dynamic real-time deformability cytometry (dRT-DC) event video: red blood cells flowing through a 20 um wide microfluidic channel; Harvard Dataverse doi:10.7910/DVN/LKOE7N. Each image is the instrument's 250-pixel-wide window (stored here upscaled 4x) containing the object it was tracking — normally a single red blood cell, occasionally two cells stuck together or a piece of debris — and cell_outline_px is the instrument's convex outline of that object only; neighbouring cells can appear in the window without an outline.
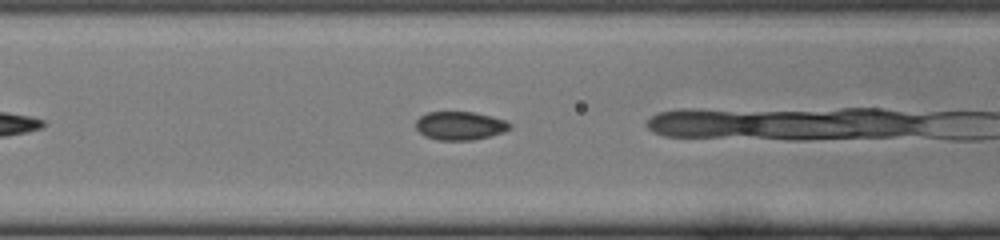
{"species": "common noctule bat (a hibernating species)", "species_latin": "Nyctalus noctula", "temperature_condition": "cold", "stored_images_in_passage": 14, "camera_frame_rate_fps": 3000, "um_per_image_px": 0.085, "animal": {"sex": "female", "body_mass_g": 22.0, "forearm_length_mm": 56.7}, "frame": {"image": 1, "passage_image": 5, "time_ms": 1.333, "image_size_px": [1000, 240], "cell_outline_px": [[512, 128], [504, 132], [472, 140], [436, 140], [424, 136], [416, 128], [416, 120], [420, 116], [428, 112], [472, 112], [492, 116], [504, 120], [512, 124]], "centroid_in_image_um": [39.1, 10.69], "position_along_channel_um": 127.5, "area_um2": 15.61}}
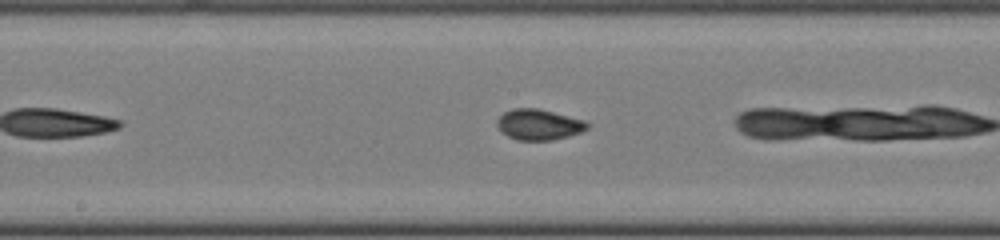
{"frame": {"image": 2, "passage_image": 10, "time_ms": 3.0, "image_size_px": [1000, 240], "cell_outline_px": [[592, 124], [588, 128], [580, 132], [568, 136], [552, 140], [516, 140], [500, 132], [496, 124], [496, 120], [504, 112], [512, 108], [536, 108], [588, 120]], "centroid_in_image_um": [45.81, 10.58], "position_along_channel_um": 202.4, "area_um2": 16.42}}